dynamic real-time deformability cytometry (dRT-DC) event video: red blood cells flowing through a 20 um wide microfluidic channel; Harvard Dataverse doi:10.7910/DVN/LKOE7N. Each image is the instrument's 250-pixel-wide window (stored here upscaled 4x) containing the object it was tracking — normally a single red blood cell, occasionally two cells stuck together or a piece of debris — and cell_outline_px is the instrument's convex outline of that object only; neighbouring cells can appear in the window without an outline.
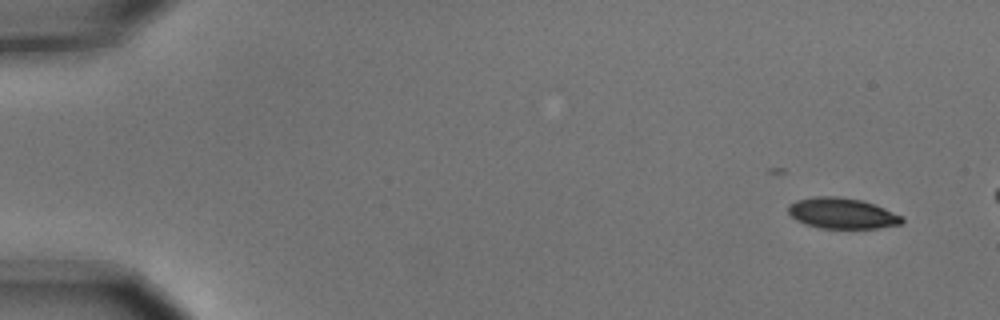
{"species": "common noctule bat (a hibernating species)", "species_latin": "Nyctalus noctula", "temperature_condition": "cold", "stored_images_in_passage": 7, "camera_frame_rate_fps": 3000, "um_per_image_px": 0.085, "animal": {"sex": "male", "body_mass_g": 15.6}, "frame": {"image": 1, "passage_image": 1, "time_ms": 0.0, "image_size_px": [1000, 320], "cell_outline_px": [[904, 220], [900, 224], [876, 228], [820, 228], [804, 224], [796, 220], [788, 212], [788, 204], [796, 200], [816, 196], [836, 196], [860, 200], [884, 208], [904, 216]], "centroid_in_image_um": [71.55, 18.13], "position_along_channel_um": 13.4, "area_um2": 20.35}}
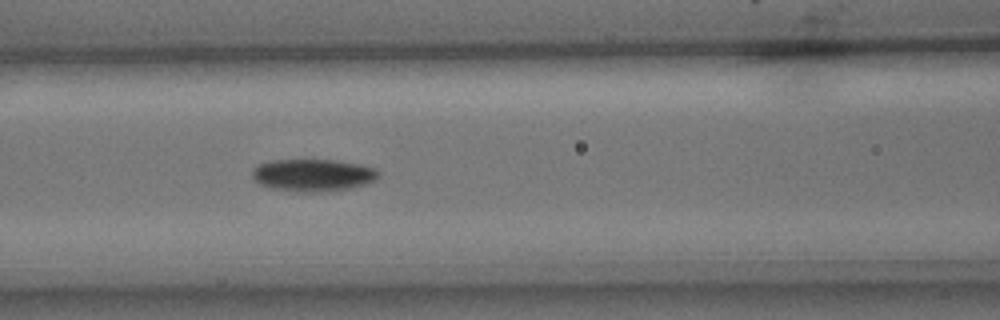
{"frame": {"image": 2, "passage_image": 7, "time_ms": 2.0, "image_size_px": [1000, 320], "cell_outline_px": [[380, 172], [372, 180], [364, 184], [348, 188], [320, 192], [300, 192], [272, 188], [260, 184], [252, 176], [252, 168], [256, 164], [272, 160], [336, 160], [360, 164], [376, 168]], "centroid_in_image_um": [26.55, 14.87], "position_along_channel_um": 140.0, "area_um2": 23.64}}